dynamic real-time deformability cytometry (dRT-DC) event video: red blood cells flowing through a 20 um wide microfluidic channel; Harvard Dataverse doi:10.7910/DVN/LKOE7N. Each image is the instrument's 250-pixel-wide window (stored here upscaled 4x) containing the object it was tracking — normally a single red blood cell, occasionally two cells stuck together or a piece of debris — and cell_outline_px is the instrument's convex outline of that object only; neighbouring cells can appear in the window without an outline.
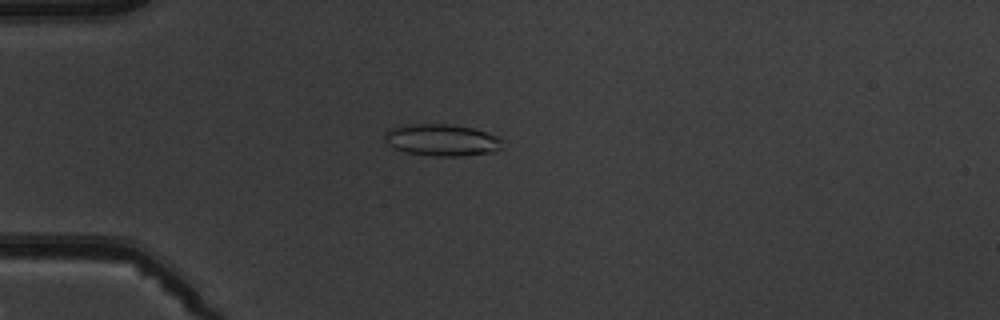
{"species": "common noctule bat (a hibernating species)", "species_latin": "Nyctalus noctula", "temperature_condition": "warm", "stored_images_in_passage": 5, "camera_frame_rate_fps": 3000, "um_per_image_px": 0.085, "animal": {"sex": "male", "body_mass_g": 19.5, "forearm_length_mm": 54.6}, "frame": {"image": 1, "passage_image": 4, "time_ms": 3.333, "image_size_px": [1000, 320], "cell_outline_px": [[504, 148], [492, 152], [460, 156], [436, 156], [404, 152], [392, 148], [384, 140], [384, 132], [388, 128], [404, 124], [448, 124], [472, 128], [496, 136], [500, 140]], "centroid_in_image_um": [37.48, 11.9], "position_along_channel_um": 47.5, "area_um2": 21.96}}
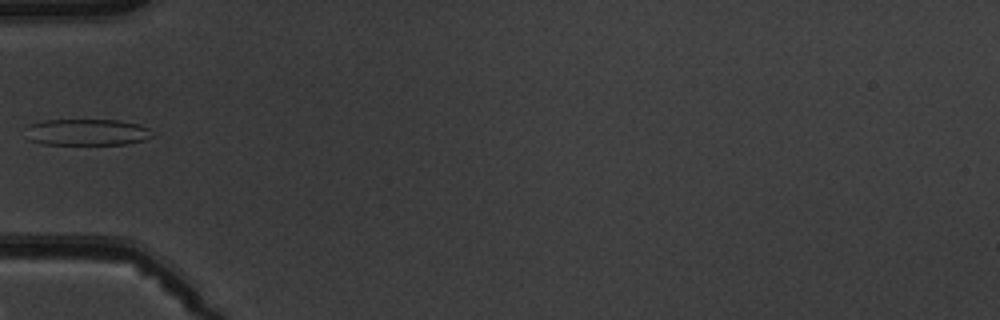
{"frame": {"image": 2, "passage_image": 5, "time_ms": 4.667, "image_size_px": [1000, 320], "cell_outline_px": [[156, 136], [144, 140], [128, 144], [44, 144], [28, 140], [24, 128], [28, 124], [44, 120], [120, 120], [140, 124], [148, 128]], "centroid_in_image_um": [7.39, 11.23], "position_along_channel_um": 77.6, "area_um2": 19.88}}